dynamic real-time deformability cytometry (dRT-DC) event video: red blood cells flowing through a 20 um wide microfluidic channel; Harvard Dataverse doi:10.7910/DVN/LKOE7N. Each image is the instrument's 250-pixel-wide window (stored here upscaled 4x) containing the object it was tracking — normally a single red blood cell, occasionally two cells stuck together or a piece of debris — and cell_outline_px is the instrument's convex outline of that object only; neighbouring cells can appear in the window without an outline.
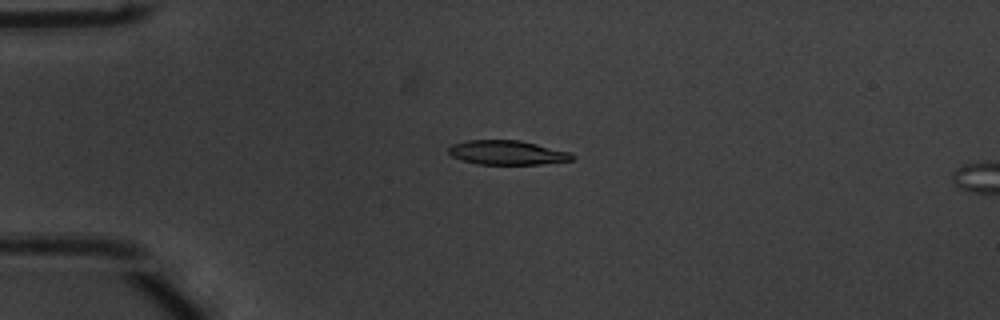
{"species": "common noctule bat (a hibernating species)", "species_latin": "Nyctalus noctula", "temperature_condition": "warm", "stored_images_in_passage": 13, "segment_of_instrument_passage": [1, 2], "camera_frame_rate_fps": 3000, "um_per_image_px": 0.085, "animal": {"sex": "male", "body_mass_g": 20.1, "forearm_length_mm": 53.5}, "frame": {"image": 1, "passage_image": 10, "time_ms": 3.0, "image_size_px": [1000, 320], "cell_outline_px": [[576, 156], [572, 160], [540, 164], [480, 164], [464, 160], [452, 156], [448, 152], [448, 148], [452, 144], [468, 140], [520, 140], [572, 152]], "centroid_in_image_um": [43.15, 12.96], "position_along_channel_um": 41.8, "area_um2": 17.46}}